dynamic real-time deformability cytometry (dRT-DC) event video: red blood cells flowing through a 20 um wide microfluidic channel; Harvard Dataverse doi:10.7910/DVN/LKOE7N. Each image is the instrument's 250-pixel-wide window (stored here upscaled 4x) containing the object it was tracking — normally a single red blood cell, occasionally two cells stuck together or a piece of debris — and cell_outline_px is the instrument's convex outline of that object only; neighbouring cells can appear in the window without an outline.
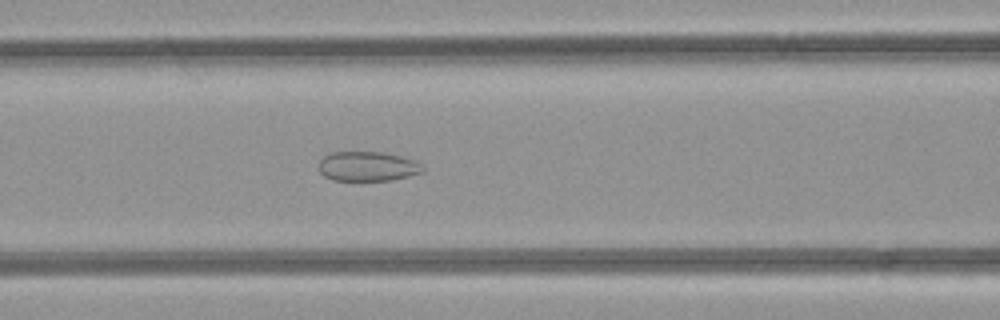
{"species": "common noctule bat (a hibernating species)", "species_latin": "Nyctalus noctula", "temperature_condition": "room temperature", "stored_images_in_passage": 38, "camera_frame_rate_fps": 3000, "um_per_image_px": 0.085, "animal": {"sex": "female", "body_mass_g": 21.9}, "frame": {"image": 1, "passage_image": 10, "time_ms": 3.0, "image_size_px": [1000, 320], "cell_outline_px": [[424, 172], [392, 180], [332, 180], [324, 176], [320, 172], [316, 164], [324, 156], [332, 152], [384, 152], [416, 160], [424, 168]], "centroid_in_image_um": [31.23, 14.13], "position_along_channel_um": 135.4, "area_um2": 18.09}}
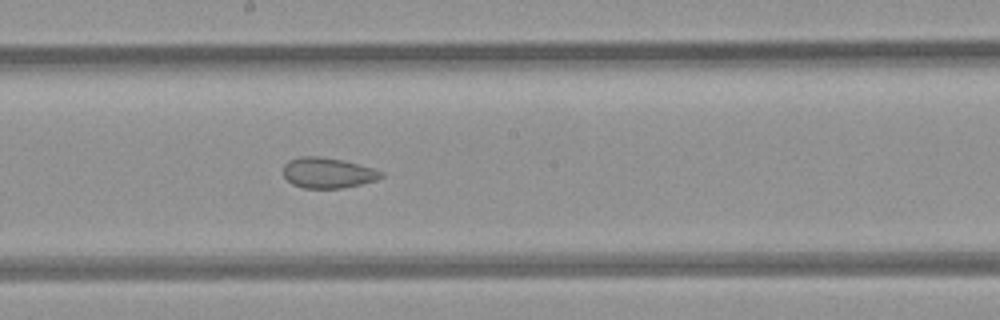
{"frame": {"image": 2, "passage_image": 16, "time_ms": 5.0, "image_size_px": [1000, 320], "cell_outline_px": [[384, 176], [376, 180], [360, 184], [340, 188], [304, 188], [292, 184], [284, 176], [284, 164], [288, 160], [300, 156], [320, 156], [344, 160], [372, 168], [384, 172]], "centroid_in_image_um": [27.85, 14.68], "position_along_channel_um": 220.3, "area_um2": 17.4}}
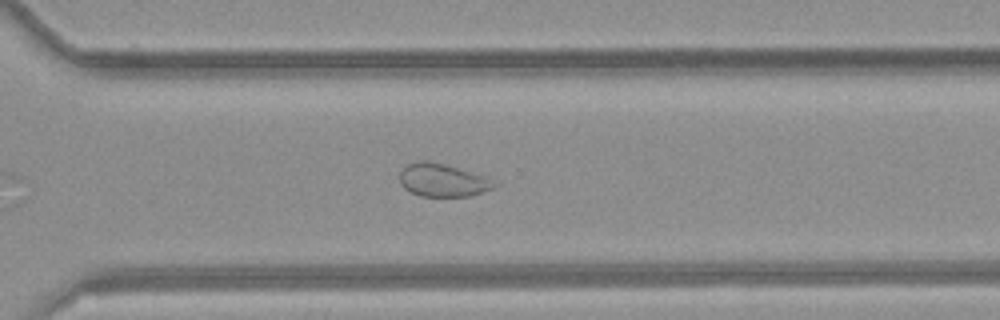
{"frame": {"image": 3, "passage_image": 24, "time_ms": 7.667, "image_size_px": [1000, 320], "cell_outline_px": [[500, 184], [496, 188], [484, 192], [468, 196], [420, 196], [404, 188], [400, 184], [400, 172], [408, 164], [420, 160], [424, 160], [444, 164], [484, 176]], "centroid_in_image_um": [37.65, 15.33], "position_along_channel_um": 332.9, "area_um2": 18.09}, "authors_computed_cell_mechanics": {"area_um2": 20.9236, "velocity_mm_per_s": 4.237, "shape_relaxation_time_tau1_ms": null, "shape_relaxation_time_tau2_ms": 1.349, "deformation_change_tau1": null, "deformation_change_tau2": 0.0627}}